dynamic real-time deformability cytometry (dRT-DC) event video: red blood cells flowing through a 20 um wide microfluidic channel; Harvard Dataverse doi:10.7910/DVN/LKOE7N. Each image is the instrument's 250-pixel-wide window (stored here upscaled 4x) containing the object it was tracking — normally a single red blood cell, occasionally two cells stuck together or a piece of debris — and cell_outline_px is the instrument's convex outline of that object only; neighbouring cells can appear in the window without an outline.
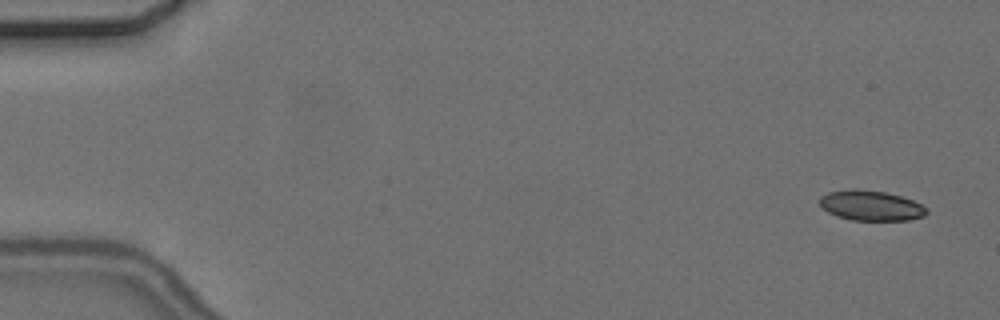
{"species": "common noctule bat (a hibernating species)", "species_latin": "Nyctalus noctula", "temperature_condition": "cold", "stored_images_in_passage": 4, "camera_frame_rate_fps": 3000, "um_per_image_px": 0.085, "animal": {"sex": "female", "body_mass_g": 24.6, "forearm_length_mm": 56.2}, "frame": {"image": 1, "passage_image": 1, "time_ms": 0.0, "image_size_px": [1000, 320], "cell_outline_px": [[928, 212], [924, 216], [908, 220], [852, 220], [836, 216], [828, 212], [820, 204], [820, 196], [828, 192], [852, 188], [856, 188], [884, 192], [900, 196], [912, 200], [928, 208]], "centroid_in_image_um": [74.02, 17.47], "position_along_channel_um": 11.0, "area_um2": 18.79}}
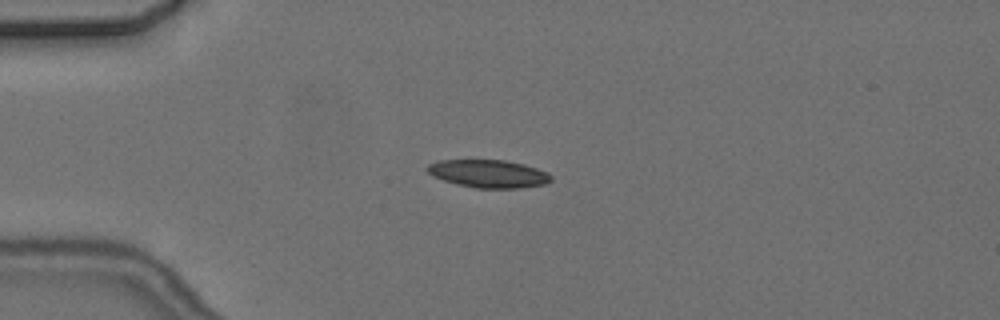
{"frame": {"image": 2, "passage_image": 4, "time_ms": 4.0, "image_size_px": [1000, 320], "cell_outline_px": [[552, 180], [544, 184], [520, 188], [476, 188], [456, 184], [432, 176], [424, 168], [428, 164], [440, 160], [504, 160], [524, 164], [548, 172], [552, 176]], "centroid_in_image_um": [41.51, 14.76], "position_along_channel_um": 43.5, "area_um2": 20.17}}